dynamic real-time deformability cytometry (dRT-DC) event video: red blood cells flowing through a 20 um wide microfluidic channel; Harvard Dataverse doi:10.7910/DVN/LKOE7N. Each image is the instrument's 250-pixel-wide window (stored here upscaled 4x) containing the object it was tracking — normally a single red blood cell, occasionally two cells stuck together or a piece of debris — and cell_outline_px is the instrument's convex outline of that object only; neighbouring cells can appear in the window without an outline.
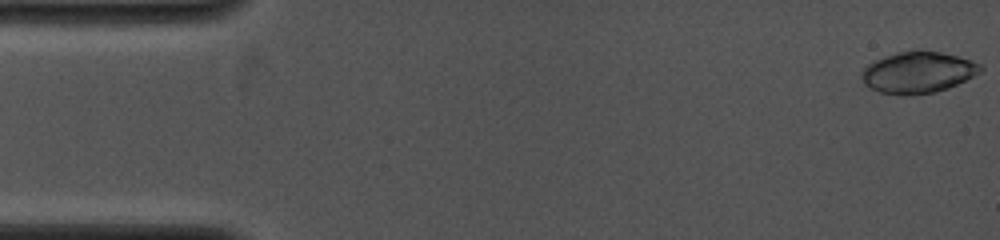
{"species": "common noctule bat (a hibernating species)", "species_latin": "Nyctalus noctula", "temperature_condition": "cold", "stored_images_in_passage": 21, "camera_frame_rate_fps": 4000, "um_per_image_px": 0.085, "animal": {"sex": "female", "body_mass_g": 19.0, "forearm_length_mm": 53.3}, "frame": {"image": 1, "passage_image": 1, "time_ms": 0.0, "image_size_px": [1000, 240], "cell_outline_px": [[984, 68], [980, 72], [948, 88], [936, 92], [904, 96], [900, 96], [880, 92], [864, 84], [860, 76], [860, 72], [868, 64], [876, 60], [896, 52], [916, 48], [920, 48], [940, 52], [956, 56], [980, 64]], "centroid_in_image_um": [77.98, 6.14], "position_along_channel_um": 7.0, "area_um2": 28.9}}
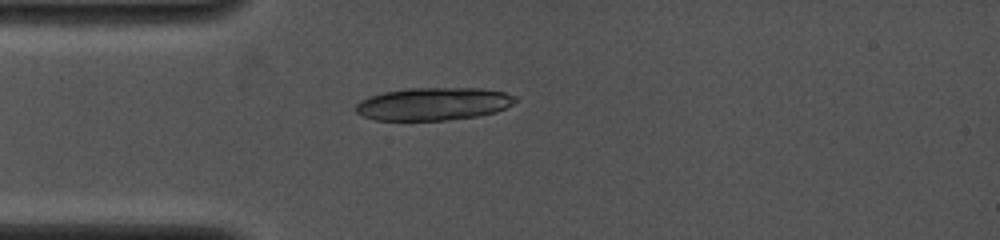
{"frame": {"image": 2, "passage_image": 21, "time_ms": 3.75, "image_size_px": [1000, 240], "cell_outline_px": [[520, 100], [496, 112], [476, 116], [444, 120], [376, 120], [364, 116], [356, 112], [356, 104], [360, 100], [368, 96], [384, 92], [408, 88], [484, 88], [504, 92], [516, 96]], "centroid_in_image_um": [36.86, 8.82], "position_along_channel_um": 48.1, "area_um2": 30.52}}